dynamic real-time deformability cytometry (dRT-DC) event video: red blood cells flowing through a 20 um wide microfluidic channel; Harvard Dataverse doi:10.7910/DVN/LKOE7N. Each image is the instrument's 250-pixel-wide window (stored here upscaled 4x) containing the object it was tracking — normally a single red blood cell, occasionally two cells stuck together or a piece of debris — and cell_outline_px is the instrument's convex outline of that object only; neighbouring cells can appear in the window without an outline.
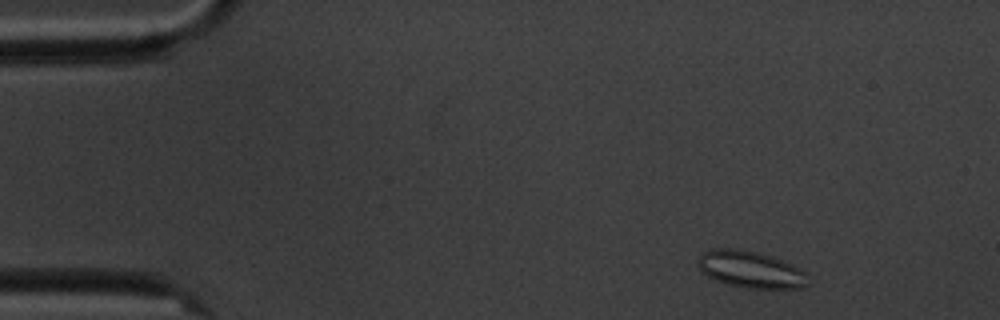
{"species": "common noctule bat (a hibernating species)", "species_latin": "Nyctalus noctula", "temperature_condition": "cold", "stored_images_in_passage": 6, "camera_frame_rate_fps": 3000, "um_per_image_px": 0.085, "animal": {"sex": "male", "body_mass_g": 20.1, "forearm_length_mm": 53.5}, "frame": {"image": 1, "passage_image": 2, "time_ms": 1.0, "image_size_px": [1000, 320], "cell_outline_px": [[808, 284], [800, 288], [744, 288], [728, 284], [716, 280], [708, 276], [696, 264], [700, 256], [704, 252], [712, 248], [740, 248], [756, 252], [784, 260], [808, 272]], "centroid_in_image_um": [63.83, 22.9], "position_along_channel_um": 21.2, "area_um2": 23.76}}
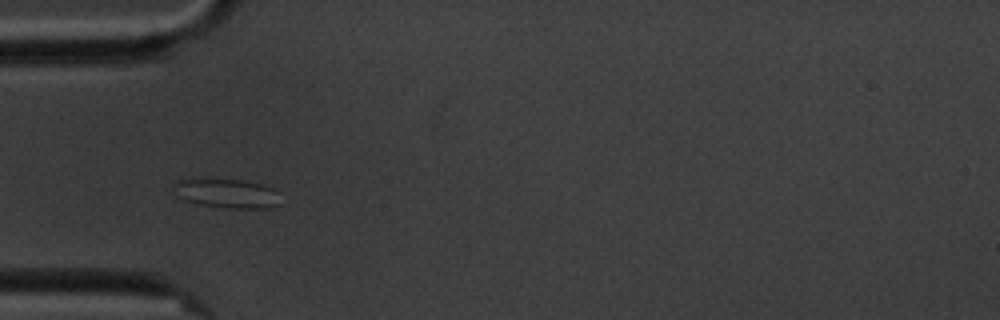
{"frame": {"image": 2, "passage_image": 5, "time_ms": 4.667, "image_size_px": [1000, 320], "cell_outline_px": [[280, 204], [272, 208], [232, 208], [200, 204], [184, 200], [176, 196], [172, 184], [176, 180], [200, 176], [244, 180], [260, 184], [272, 188], [280, 192]], "centroid_in_image_um": [19.24, 16.39], "position_along_channel_um": 65.8, "area_um2": 19.07}}
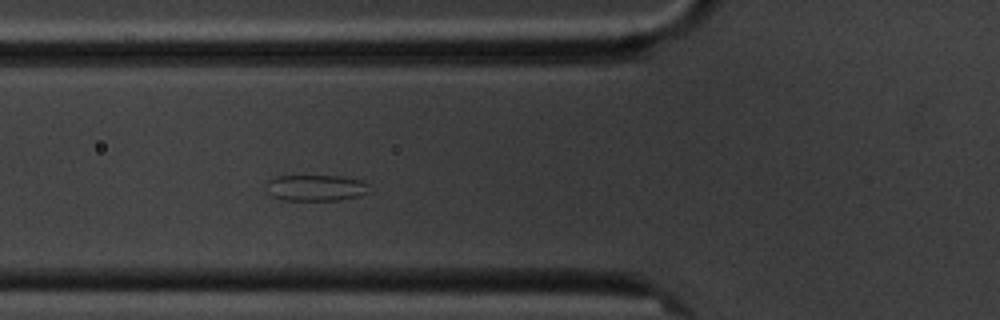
{"frame": {"image": 3, "passage_image": 6, "time_ms": 5.667, "image_size_px": [1000, 320], "cell_outline_px": [[372, 192], [360, 196], [340, 200], [280, 200], [272, 196], [268, 192], [268, 180], [276, 176], [340, 176], [360, 180], [368, 184]], "centroid_in_image_um": [26.9, 15.97], "position_along_channel_um": 98.9, "area_um2": 15.84}}